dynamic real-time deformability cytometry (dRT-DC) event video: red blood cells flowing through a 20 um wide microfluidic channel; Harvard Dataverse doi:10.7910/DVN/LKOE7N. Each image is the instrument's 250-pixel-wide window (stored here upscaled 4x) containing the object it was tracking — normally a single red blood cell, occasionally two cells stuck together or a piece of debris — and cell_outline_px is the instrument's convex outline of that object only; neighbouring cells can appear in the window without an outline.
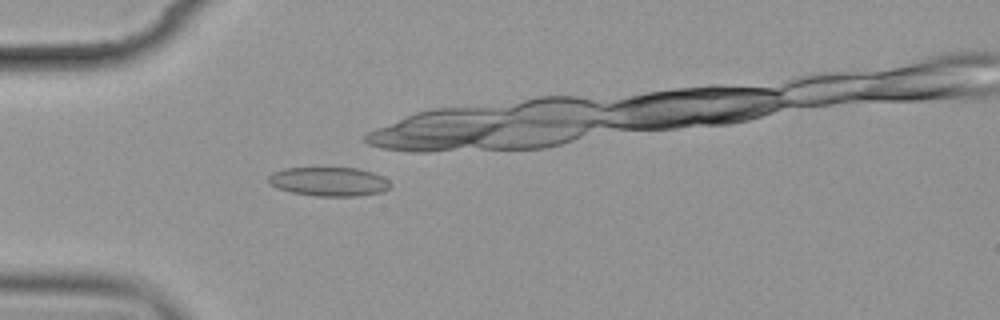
{"species": "common noctule bat (a hibernating species)", "species_latin": "Nyctalus noctula", "temperature_condition": "cold", "stored_images_in_passage": 8, "camera_frame_rate_fps": 3000, "um_per_image_px": 0.085, "animal": {"sex": "female", "body_mass_g": 19.9}, "frame": {"image": 1, "passage_image": 5, "time_ms": 4.667, "image_size_px": [1000, 320], "cell_outline_px": [[392, 184], [384, 192], [356, 196], [316, 196], [292, 192], [276, 188], [268, 184], [268, 176], [272, 172], [284, 168], [356, 168], [372, 172], [388, 180]], "centroid_in_image_um": [27.93, 15.44], "position_along_channel_um": 57.1, "area_um2": 20.69}}